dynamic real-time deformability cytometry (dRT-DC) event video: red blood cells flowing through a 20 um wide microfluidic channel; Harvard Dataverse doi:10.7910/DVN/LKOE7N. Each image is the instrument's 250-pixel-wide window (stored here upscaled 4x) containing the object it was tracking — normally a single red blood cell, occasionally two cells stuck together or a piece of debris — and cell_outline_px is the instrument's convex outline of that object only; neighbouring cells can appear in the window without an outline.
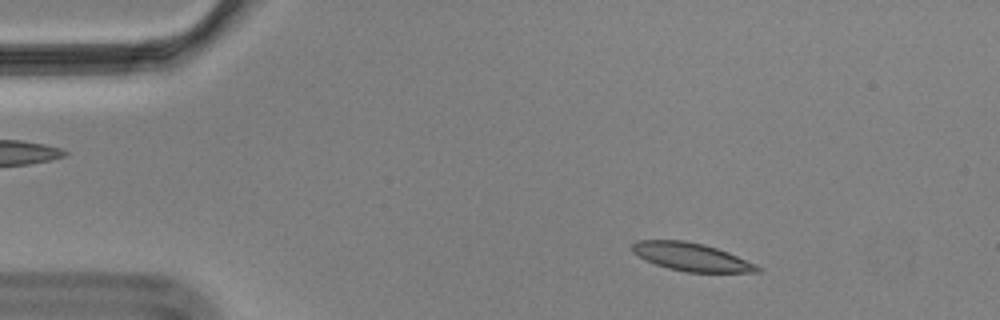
{"species": "Egyptian fruit bat (a non-hibernating species)", "species_latin": "Rousettus aegyptiacus", "temperature_condition": "cold", "stored_images_in_passage": 47, "camera_frame_rate_fps": 3000, "um_per_image_px": 0.085, "animal": {"sex": "male"}, "frame": {"image": 1, "passage_image": 7, "time_ms": 2.0, "image_size_px": [1000, 320], "cell_outline_px": [[760, 272], [684, 272], [668, 268], [644, 260], [632, 252], [632, 244], [636, 240], [684, 240], [704, 244], [728, 252], [756, 264], [760, 268]], "centroid_in_image_um": [58.73, 21.83], "position_along_channel_um": 26.3, "area_um2": 20.46}}
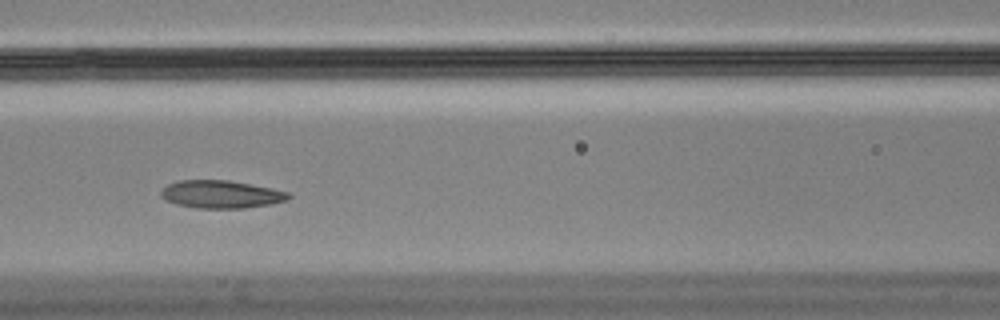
{"frame": {"image": 2, "passage_image": 23, "time_ms": 7.333, "image_size_px": [1000, 320], "cell_outline_px": [[292, 196], [288, 200], [268, 204], [244, 208], [196, 208], [176, 204], [164, 200], [160, 196], [160, 192], [168, 184], [180, 180], [228, 180], [272, 188], [288, 192]], "centroid_in_image_um": [18.77, 16.51], "position_along_channel_um": 147.8, "area_um2": 20.63}}
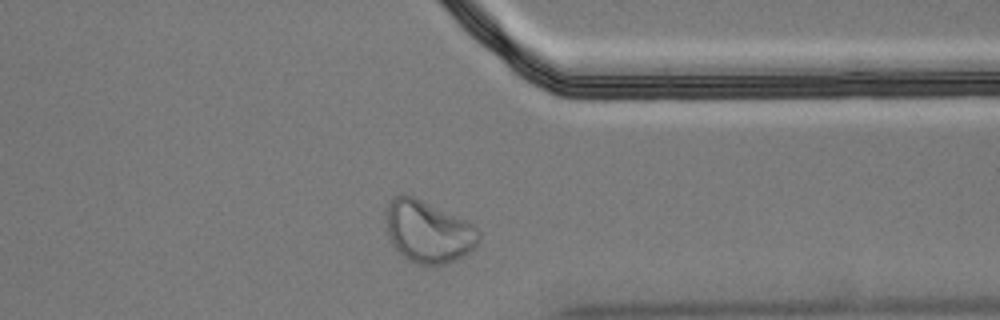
{"frame": {"image": 3, "passage_image": 43, "time_ms": 14.0, "image_size_px": [1000, 320], "cell_outline_px": [[480, 240], [464, 256], [448, 264], [420, 264], [408, 260], [392, 244], [384, 220], [388, 200], [392, 196], [400, 192], [412, 196], [464, 220], [472, 224], [480, 232]], "centroid_in_image_um": [36.35, 19.67], "position_along_channel_um": 375.1, "area_um2": 33.41}, "authors_computed_cell_mechanics": {"area_um2": 21.0392, "velocity_mm_per_s": 3.4706, "shape_relaxation_time_tau1_ms": null, "shape_relaxation_time_tau2_ms": 2.1405, "deformation_change_tau1": null, "deformation_change_tau2": 0.0725}}